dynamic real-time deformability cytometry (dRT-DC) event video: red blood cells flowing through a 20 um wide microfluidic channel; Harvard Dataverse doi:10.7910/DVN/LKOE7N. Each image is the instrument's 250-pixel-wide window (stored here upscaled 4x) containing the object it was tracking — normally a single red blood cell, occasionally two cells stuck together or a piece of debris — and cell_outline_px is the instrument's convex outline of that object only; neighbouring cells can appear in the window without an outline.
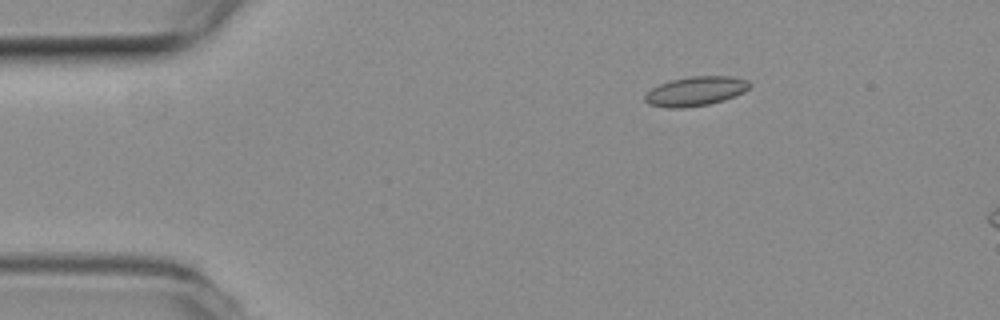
{"species": "common noctule bat (a hibernating species)", "species_latin": "Nyctalus noctula", "temperature_condition": "room temperature", "stored_images_in_passage": 3, "camera_frame_rate_fps": 3000, "um_per_image_px": 0.085, "animal": {"sex": "female", "body_mass_g": 19.3, "forearm_length_mm": 54.1}, "frame": {"image": 1, "passage_image": 1, "time_ms": 0.0, "image_size_px": [1000, 320], "cell_outline_px": [[752, 84], [744, 92], [724, 100], [708, 104], [684, 108], [668, 108], [648, 104], [644, 100], [644, 96], [652, 88], [660, 84], [672, 80], [692, 76], [732, 76], [748, 80]], "centroid_in_image_um": [59.14, 7.75], "position_along_channel_um": 25.9, "area_um2": 17.86}}